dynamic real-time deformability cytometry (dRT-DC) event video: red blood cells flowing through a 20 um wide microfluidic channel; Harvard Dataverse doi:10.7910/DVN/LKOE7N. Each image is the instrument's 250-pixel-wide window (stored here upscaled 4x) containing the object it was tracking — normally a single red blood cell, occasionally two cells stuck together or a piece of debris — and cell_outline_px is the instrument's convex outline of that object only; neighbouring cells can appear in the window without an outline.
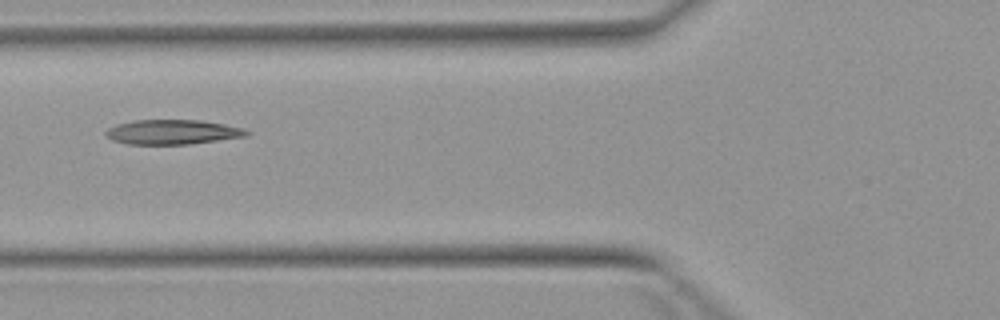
{"species": "Egyptian fruit bat (a non-hibernating species)", "species_latin": "Rousettus aegyptiacus", "temperature_condition": "warm", "stored_images_in_passage": 4, "camera_frame_rate_fps": 3000, "um_per_image_px": 0.085, "animal": {"sex": "female"}, "frame": {"image": 1, "passage_image": 3, "time_ms": 2.333, "image_size_px": [1000, 320], "cell_outline_px": [[252, 132], [248, 136], [188, 144], [128, 144], [112, 140], [104, 132], [108, 128], [116, 124], [132, 120], [200, 120], [224, 124], [244, 128]], "centroid_in_image_um": [14.68, 11.21], "position_along_channel_um": 111.1, "area_um2": 20.29}}
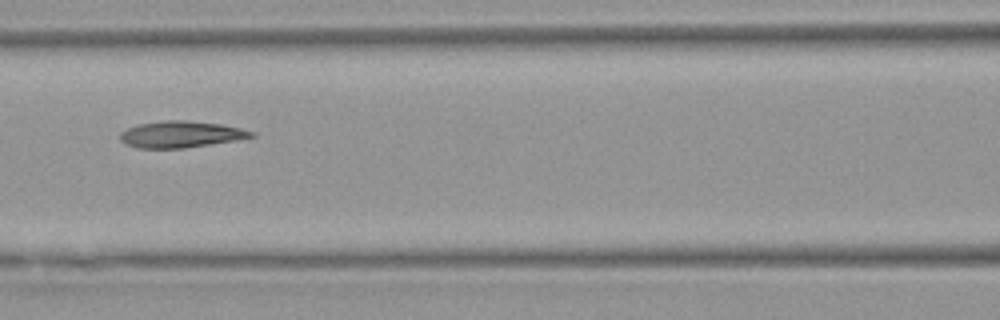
{"frame": {"image": 2, "passage_image": 4, "time_ms": 3.333, "image_size_px": [1000, 320], "cell_outline_px": [[256, 136], [236, 140], [184, 148], [136, 148], [124, 144], [120, 140], [120, 132], [136, 124], [164, 120], [188, 120], [220, 124], [240, 128], [256, 132]], "centroid_in_image_um": [15.35, 11.41], "position_along_channel_um": 151.3, "area_um2": 20.4}}